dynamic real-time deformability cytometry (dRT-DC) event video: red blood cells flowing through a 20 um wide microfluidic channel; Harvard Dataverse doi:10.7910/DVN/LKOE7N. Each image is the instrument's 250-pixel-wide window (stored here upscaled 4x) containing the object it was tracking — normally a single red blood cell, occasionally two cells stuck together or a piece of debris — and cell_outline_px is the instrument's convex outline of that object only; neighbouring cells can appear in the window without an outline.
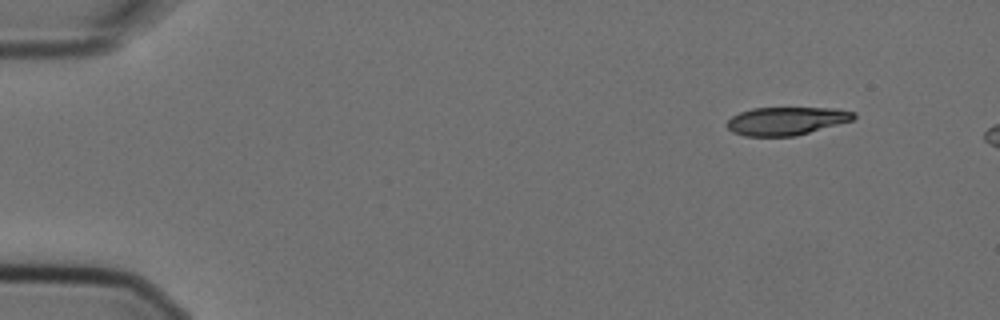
{"species": "Egyptian fruit bat (a non-hibernating species)", "species_latin": "Rousettus aegyptiacus", "temperature_condition": "cold", "stored_images_in_passage": 3, "camera_frame_rate_fps": 3000, "um_per_image_px": 0.085, "animal": {"sex": "female"}, "frame": {"image": 1, "passage_image": 1, "time_ms": 0.0, "image_size_px": [1000, 320], "cell_outline_px": [[856, 116], [852, 120], [796, 136], [744, 136], [732, 132], [724, 124], [732, 116], [740, 112], [752, 108], [836, 108], [856, 112]], "centroid_in_image_um": [66.81, 10.28], "position_along_channel_um": 18.2, "area_um2": 20.81}}